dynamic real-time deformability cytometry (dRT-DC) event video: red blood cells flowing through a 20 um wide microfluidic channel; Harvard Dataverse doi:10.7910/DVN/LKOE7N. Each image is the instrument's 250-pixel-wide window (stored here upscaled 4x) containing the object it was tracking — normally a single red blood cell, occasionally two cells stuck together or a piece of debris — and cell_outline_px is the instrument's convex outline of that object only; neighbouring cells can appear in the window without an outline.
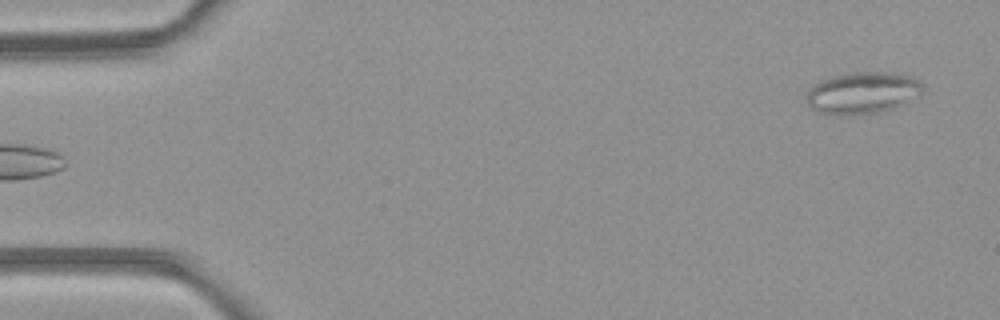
{"species": "common noctule bat (a hibernating species)", "species_latin": "Nyctalus noctula", "temperature_condition": "room temperature", "stored_images_in_passage": 3, "camera_frame_rate_fps": 3000, "um_per_image_px": 0.085, "animal": {"sex": "female", "body_mass_g": 21.9}, "frame": {"image": 1, "passage_image": 3, "time_ms": 2.333, "image_size_px": [1000, 320], "cell_outline_px": [[924, 88], [920, 96], [896, 108], [880, 112], [816, 112], [808, 104], [808, 88], [820, 80], [832, 76], [856, 72], [892, 72], [912, 76], [920, 80], [924, 84]], "centroid_in_image_um": [73.42, 7.84], "position_along_channel_um": 11.6, "area_um2": 27.92}}